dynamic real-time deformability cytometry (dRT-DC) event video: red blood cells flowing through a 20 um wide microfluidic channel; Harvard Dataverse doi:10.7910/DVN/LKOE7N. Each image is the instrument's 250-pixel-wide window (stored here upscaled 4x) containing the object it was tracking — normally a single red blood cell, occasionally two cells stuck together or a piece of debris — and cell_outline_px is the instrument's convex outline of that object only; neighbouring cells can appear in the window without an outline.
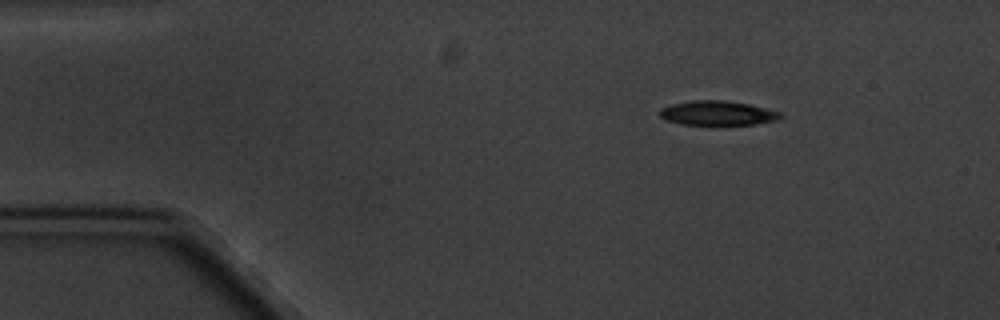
{"species": "common noctule bat (a hibernating species)", "species_latin": "Nyctalus noctula", "temperature_condition": "cold", "stored_images_in_passage": 3, "camera_frame_rate_fps": 3000, "um_per_image_px": 0.085, "animal": {"sex": "male", "body_mass_g": 20.1, "forearm_length_mm": 53.5}, "frame": {"image": 1, "passage_image": 1, "time_ms": 0.0, "image_size_px": [1000, 320], "cell_outline_px": [[784, 116], [780, 120], [756, 124], [716, 128], [680, 124], [668, 120], [660, 116], [660, 108], [672, 104], [692, 100], [724, 100], [748, 104], [780, 112]], "centroid_in_image_um": [61.02, 9.67], "position_along_channel_um": 24.0, "area_um2": 18.15}}
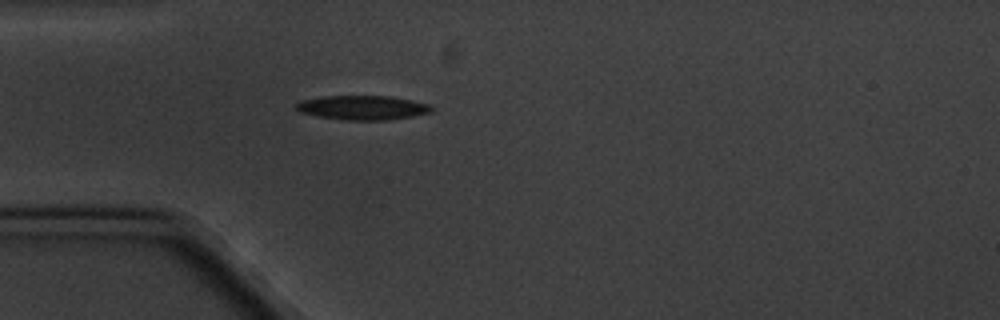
{"frame": {"image": 2, "passage_image": 3, "time_ms": 2.667, "image_size_px": [1000, 320], "cell_outline_px": [[432, 112], [412, 116], [388, 120], [344, 120], [316, 116], [300, 112], [296, 108], [296, 104], [300, 100], [324, 96], [388, 96], [412, 100], [428, 104], [432, 108]], "centroid_in_image_um": [30.8, 9.15], "position_along_channel_um": 54.2, "area_um2": 19.13}}